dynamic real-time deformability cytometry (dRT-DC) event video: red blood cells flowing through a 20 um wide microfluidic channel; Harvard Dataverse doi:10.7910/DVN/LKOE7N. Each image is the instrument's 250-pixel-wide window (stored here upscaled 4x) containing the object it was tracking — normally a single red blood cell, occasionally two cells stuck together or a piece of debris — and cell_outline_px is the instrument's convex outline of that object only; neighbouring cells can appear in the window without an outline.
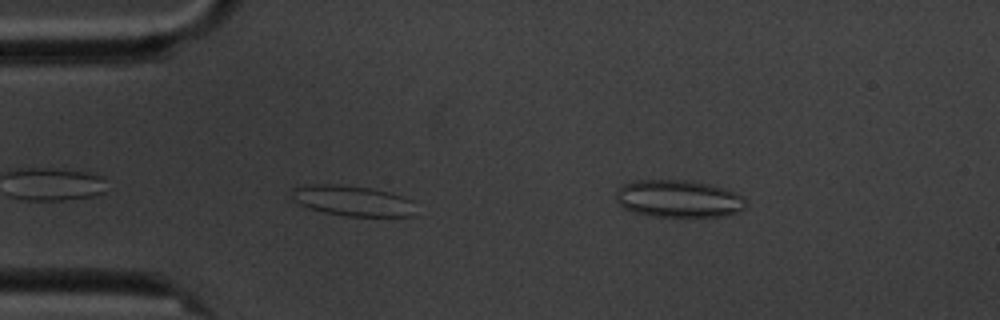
{"species": "common noctule bat (a hibernating species)", "species_latin": "Nyctalus noctula", "temperature_condition": "cold", "stored_images_in_passage": 5, "camera_frame_rate_fps": 3000, "um_per_image_px": 0.085, "animal": {"sex": "male", "body_mass_g": 20.1, "forearm_length_mm": 53.5}, "frame": {"image": 1, "passage_image": 4, "time_ms": 3.667, "image_size_px": [1000, 320], "cell_outline_px": [[416, 216], [344, 216], [324, 212], [308, 208], [292, 200], [292, 188], [308, 184], [336, 184], [372, 188], [404, 196], [412, 200]], "centroid_in_image_um": [29.96, 17.06], "position_along_channel_um": 55.0, "area_um2": 22.2}}